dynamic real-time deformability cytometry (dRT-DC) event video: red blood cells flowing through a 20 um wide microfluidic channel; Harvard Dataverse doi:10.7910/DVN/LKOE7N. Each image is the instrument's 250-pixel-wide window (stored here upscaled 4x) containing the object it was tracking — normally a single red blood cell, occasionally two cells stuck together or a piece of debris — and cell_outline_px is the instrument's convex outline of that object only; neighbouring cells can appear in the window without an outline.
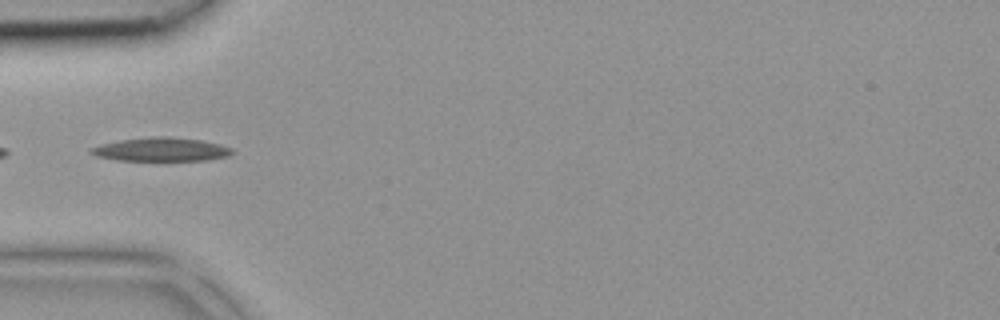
{"species": "common noctule bat (a hibernating species)", "species_latin": "Nyctalus noctula", "temperature_condition": "room temperature", "stored_images_in_passage": 32, "camera_frame_rate_fps": 3000, "um_per_image_px": 0.085, "animal": {"sex": "female", "body_mass_g": 18.4}, "frame": {"image": 1, "passage_image": 4, "time_ms": 1.0, "image_size_px": [1000, 320], "cell_outline_px": [[236, 152], [228, 156], [208, 160], [120, 160], [96, 156], [88, 152], [92, 148], [100, 144], [120, 140], [160, 136], [164, 136], [200, 140], [220, 144], [232, 148]], "centroid_in_image_um": [13.73, 12.7], "position_along_channel_um": 71.3, "area_um2": 19.25}}
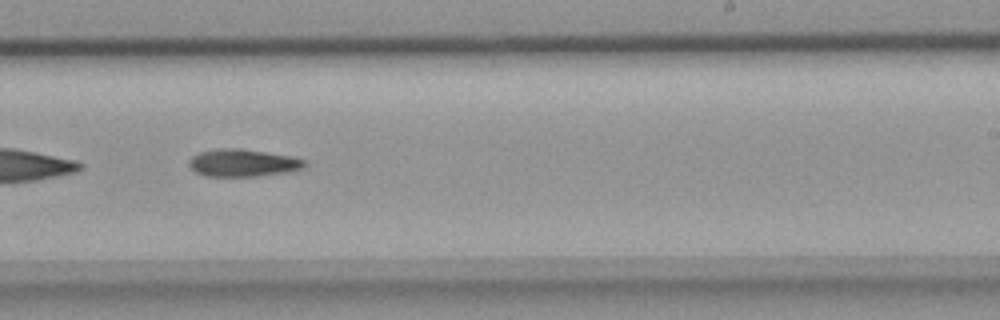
{"frame": {"image": 2, "passage_image": 16, "time_ms": 5.0, "image_size_px": [1000, 320], "cell_outline_px": [[308, 164], [304, 168], [296, 172], [256, 176], [204, 176], [196, 172], [188, 164], [188, 160], [196, 152], [216, 148], [240, 148], [288, 156], [308, 160]], "centroid_in_image_um": [20.67, 13.85], "position_along_channel_um": 268.3, "area_um2": 18.9}}
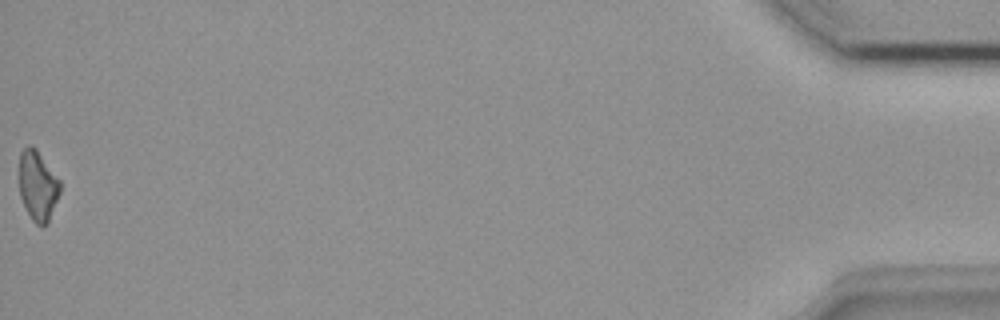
{"frame": {"image": 3, "passage_image": 32, "time_ms": 10.333, "image_size_px": [1000, 320], "cell_outline_px": [[60, 192], [48, 224], [36, 224], [32, 220], [20, 196], [20, 152], [28, 144], [32, 144], [36, 148], [60, 180]], "centroid_in_image_um": [3.22, 15.75], "position_along_channel_um": 432.0, "area_um2": 16.53}}